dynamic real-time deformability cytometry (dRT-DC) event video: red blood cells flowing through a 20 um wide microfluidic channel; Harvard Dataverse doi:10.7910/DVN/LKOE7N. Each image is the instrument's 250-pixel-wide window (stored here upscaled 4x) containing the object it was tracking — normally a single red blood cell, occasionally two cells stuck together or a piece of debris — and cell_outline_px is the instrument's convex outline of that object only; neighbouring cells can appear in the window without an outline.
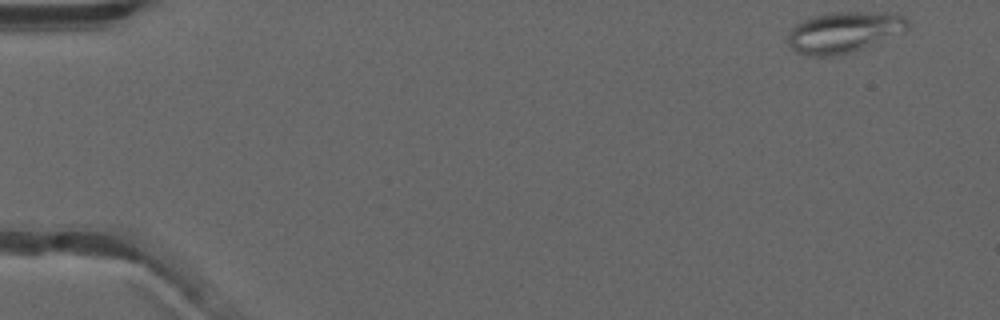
{"species": "common noctule bat (a hibernating species)", "species_latin": "Nyctalus noctula", "temperature_condition": "warm", "stored_images_in_passage": 50, "camera_frame_rate_fps": 3000, "um_per_image_px": 0.085, "animal": {"sex": "male", "forearm_length_mm": 52.5}, "frame": {"image": 1, "passage_image": 1, "time_ms": 0.0, "image_size_px": [1000, 320], "cell_outline_px": [[908, 28], [852, 52], [832, 56], [808, 56], [796, 52], [788, 44], [788, 32], [796, 24], [812, 16], [832, 12], [900, 12], [908, 20]], "centroid_in_image_um": [71.7, 2.71], "position_along_channel_um": 13.3, "area_um2": 28.38}}
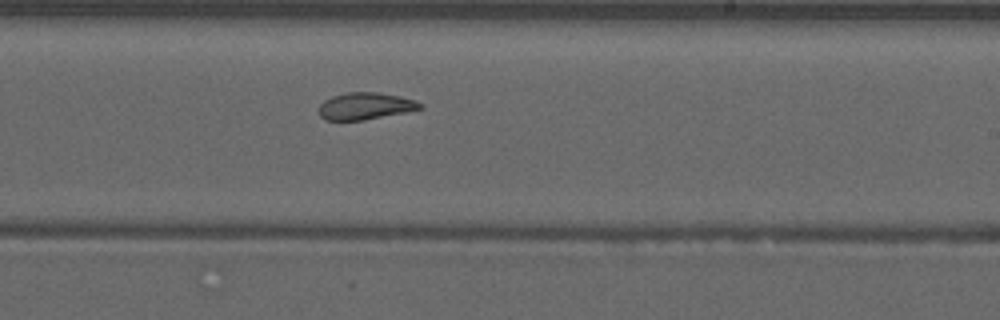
{"frame": {"image": 2, "passage_image": 30, "time_ms": 9.667, "image_size_px": [1000, 320], "cell_outline_px": [[424, 108], [408, 112], [364, 120], [324, 120], [320, 116], [320, 104], [324, 100], [332, 96], [348, 92], [376, 92], [400, 96], [416, 100], [424, 104]], "centroid_in_image_um": [31.1, 9.01], "position_along_channel_um": 257.9, "area_um2": 16.07}}
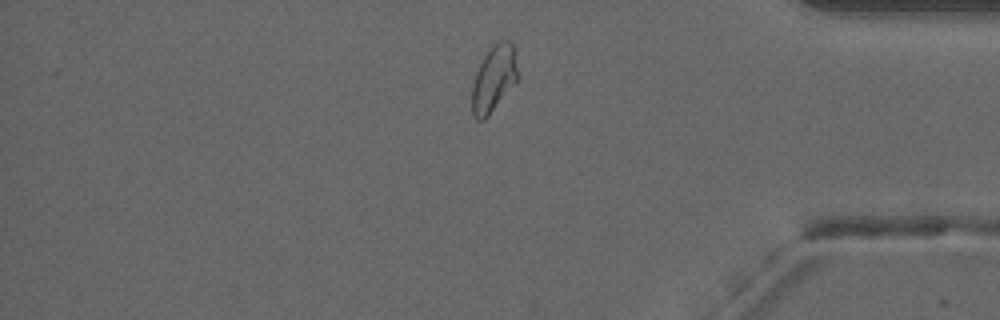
{"frame": {"image": 3, "passage_image": 42, "time_ms": 13.667, "image_size_px": [1000, 320], "cell_outline_px": [[516, 84], [488, 116], [484, 120], [476, 120], [472, 116], [472, 84], [476, 72], [488, 44], [500, 40], [508, 40], [512, 44], [516, 68]], "centroid_in_image_um": [41.93, 6.68], "position_along_channel_um": 393.3, "area_um2": 17.92}, "authors_computed_cell_mechanics": {"area_um2": 18.8428, "velocity_mm_per_s": 3.9424, "shape_relaxation_time_tau1_ms": null, "shape_relaxation_time_tau2_ms": 1.5159, "deformation_change_tau1": null, "deformation_change_tau2": 0.0726}}